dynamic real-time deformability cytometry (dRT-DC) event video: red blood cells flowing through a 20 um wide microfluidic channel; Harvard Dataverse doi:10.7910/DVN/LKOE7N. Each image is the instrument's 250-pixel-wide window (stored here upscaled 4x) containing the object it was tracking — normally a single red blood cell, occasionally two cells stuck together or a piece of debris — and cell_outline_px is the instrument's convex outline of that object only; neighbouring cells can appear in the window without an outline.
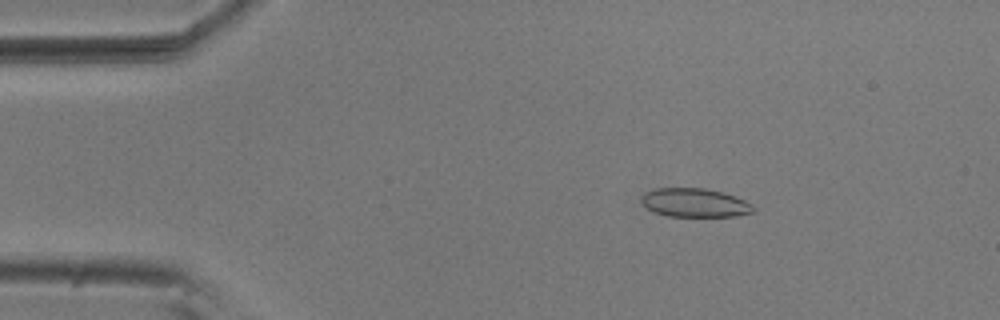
{"species": "common noctule bat (a hibernating species)", "species_latin": "Nyctalus noctula", "temperature_condition": "room temperature", "stored_images_in_passage": 55, "camera_frame_rate_fps": 3000, "um_per_image_px": 0.085, "animal": {"sex": "male", "body_mass_g": 20.5, "forearm_length_mm": 52.5}, "frame": {"image": 1, "passage_image": 9, "time_ms": 2.667, "image_size_px": [1000, 320], "cell_outline_px": [[756, 208], [752, 212], [736, 216], [668, 216], [652, 212], [640, 204], [640, 196], [644, 192], [652, 188], [704, 188], [736, 196], [752, 204]], "centroid_in_image_um": [58.98, 17.23], "position_along_channel_um": 26.0, "area_um2": 19.02}}
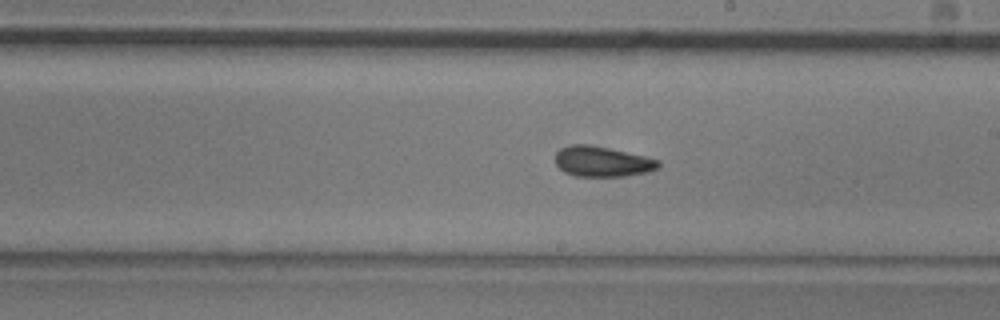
{"frame": {"image": 2, "passage_image": 31, "time_ms": 10.0, "image_size_px": [1000, 320], "cell_outline_px": [[660, 168], [648, 172], [624, 176], [576, 176], [564, 172], [556, 164], [556, 152], [560, 148], [572, 144], [588, 144], [608, 148], [644, 156], [660, 160]], "centroid_in_image_um": [51.2, 13.73], "position_along_channel_um": 237.8, "area_um2": 18.21}}
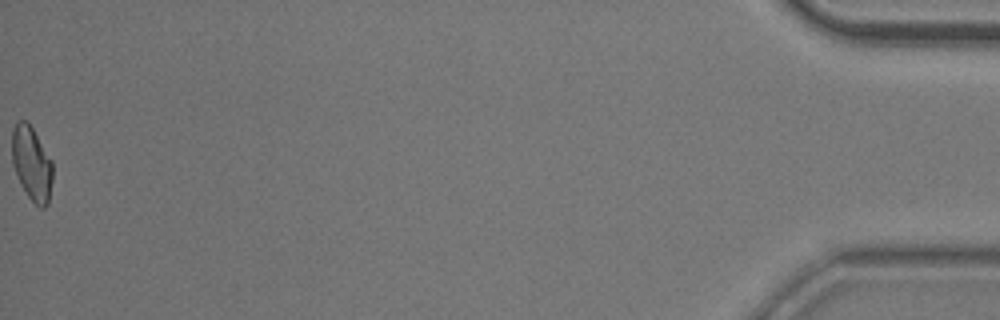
{"frame": {"image": 3, "passage_image": 55, "time_ms": 18.0, "image_size_px": [1000, 320], "cell_outline_px": [[52, 180], [48, 204], [44, 208], [40, 208], [28, 196], [20, 184], [12, 164], [12, 128], [16, 120], [28, 120], [52, 160]], "centroid_in_image_um": [2.68, 13.86], "position_along_channel_um": 432.5, "area_um2": 17.8}, "authors_computed_cell_mechanics": {"area_um2": 18.3804, "velocity_mm_per_s": 3.7097, "shape_relaxation_time_tau1_ms": null, "shape_relaxation_time_tau2_ms": 2.9523, "deformation_change_tau1": null, "deformation_change_tau2": 0.0777}}